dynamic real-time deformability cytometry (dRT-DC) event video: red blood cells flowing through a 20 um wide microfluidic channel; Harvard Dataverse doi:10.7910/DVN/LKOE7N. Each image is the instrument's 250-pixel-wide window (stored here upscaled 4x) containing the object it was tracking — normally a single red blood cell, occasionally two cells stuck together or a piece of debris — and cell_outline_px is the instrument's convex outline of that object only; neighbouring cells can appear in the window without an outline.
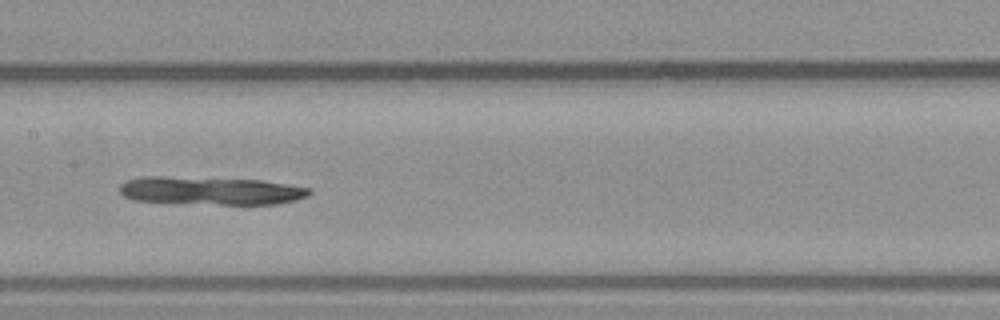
{"species": "common noctule bat (a hibernating species)", "species_latin": "Nyctalus noctula", "temperature_condition": "warm", "stored_images_in_passage": 18, "segment_of_instrument_passage": [1, 2], "camera_frame_rate_fps": 3000, "um_per_image_px": 0.085, "animal": {"sex": "male", "body_mass_g": 23.1, "forearm_length_mm": 52.7}, "frame": {"image": 1, "passage_image": 12, "time_ms": 3.667, "image_size_px": [1000, 320], "cell_outline_px": [[312, 192], [308, 196], [296, 200], [276, 204], [220, 204], [132, 200], [124, 196], [120, 192], [120, 184], [128, 180], [144, 176], [164, 176], [260, 180], [312, 188]], "centroid_in_image_um": [17.93, 16.2], "position_along_channel_um": 189.5, "area_um2": 30.87}}